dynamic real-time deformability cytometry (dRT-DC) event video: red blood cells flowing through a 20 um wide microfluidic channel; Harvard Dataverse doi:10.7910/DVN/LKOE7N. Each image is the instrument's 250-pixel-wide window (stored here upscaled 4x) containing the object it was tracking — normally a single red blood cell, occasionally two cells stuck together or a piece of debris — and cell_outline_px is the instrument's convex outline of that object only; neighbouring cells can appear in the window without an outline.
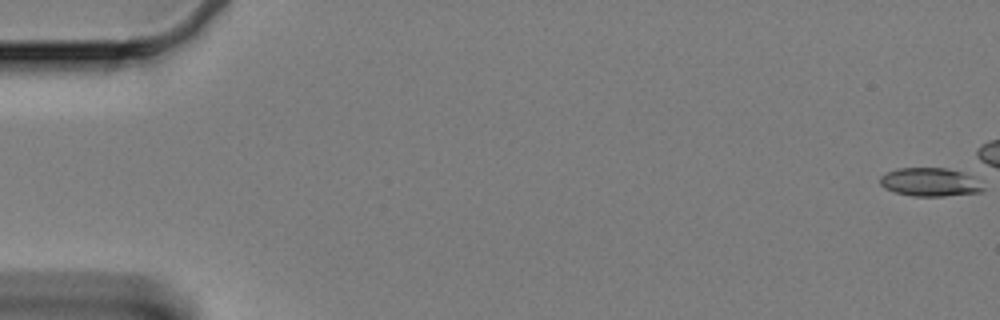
{"species": "Egyptian fruit bat (a non-hibernating species)", "species_latin": "Rousettus aegyptiacus", "temperature_condition": "cold", "stored_images_in_passage": 49, "camera_frame_rate_fps": 3000, "um_per_image_px": 0.085, "animal": {"sex": "female"}, "frame": {"image": 1, "passage_image": 1, "time_ms": 0.0, "image_size_px": [1000, 320], "cell_outline_px": [[984, 188], [980, 192], [944, 196], [912, 196], [896, 192], [884, 188], [880, 184], [880, 176], [896, 168], [948, 168], [972, 176]], "centroid_in_image_um": [79.01, 15.48], "position_along_channel_um": 6.0, "area_um2": 16.94}}
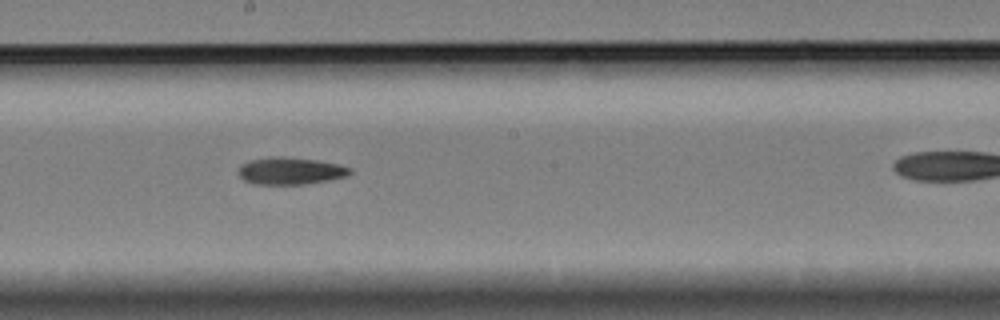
{"frame": {"image": 2, "passage_image": 34, "time_ms": 11.0, "image_size_px": [1000, 320], "cell_outline_px": [[352, 172], [348, 176], [328, 180], [304, 184], [256, 184], [244, 180], [240, 176], [240, 168], [248, 160], [272, 156], [276, 156], [316, 160], [336, 164], [352, 168]], "centroid_in_image_um": [24.71, 14.53], "position_along_channel_um": 223.5, "area_um2": 17.4}}
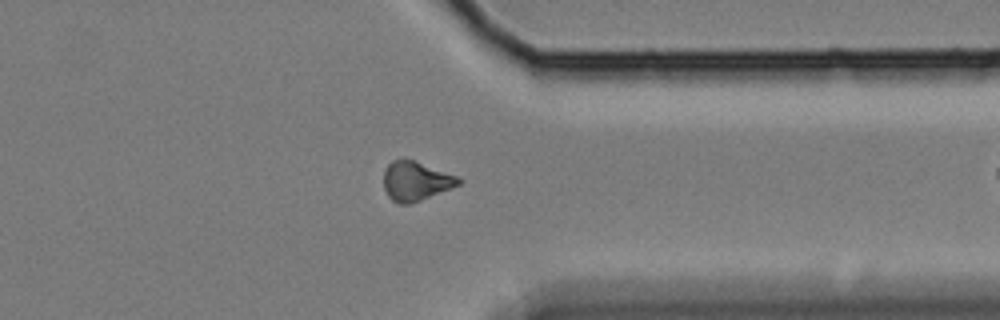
{"frame": {"image": 3, "passage_image": 48, "time_ms": 15.667, "image_size_px": [1000, 320], "cell_outline_px": [[464, 180], [460, 184], [420, 200], [408, 204], [400, 204], [392, 200], [388, 196], [384, 188], [384, 172], [388, 164], [392, 160], [412, 160], [456, 176]], "centroid_in_image_um": [35.32, 15.4], "position_along_channel_um": 376.1, "area_um2": 16.65}}